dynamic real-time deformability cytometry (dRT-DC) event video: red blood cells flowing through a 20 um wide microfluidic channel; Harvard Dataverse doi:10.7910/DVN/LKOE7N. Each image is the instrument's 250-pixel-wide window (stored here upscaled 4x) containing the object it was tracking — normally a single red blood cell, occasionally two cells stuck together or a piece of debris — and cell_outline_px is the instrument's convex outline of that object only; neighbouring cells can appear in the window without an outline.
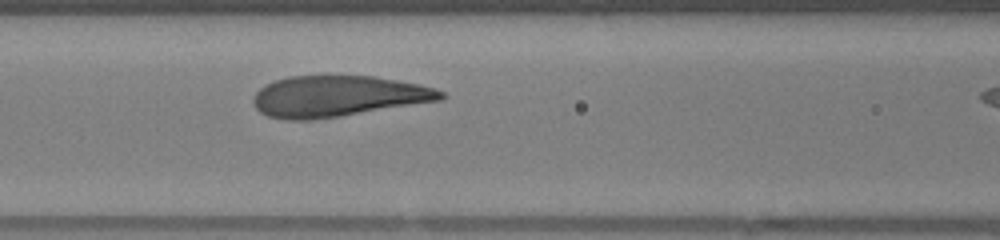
{"species": "human", "species_latin": "Homo sapiens", "temperature_condition": "warm", "stored_images_in_passage": 18, "camera_frame_rate_fps": 3000, "um_per_image_px": 0.085, "donor": {"sex": "female"}, "frame": {"image": 1, "passage_image": 8, "time_ms": 2.333, "image_size_px": [1000, 240], "cell_outline_px": [[444, 100], [340, 116], [308, 120], [284, 120], [268, 116], [260, 112], [256, 108], [252, 100], [256, 92], [260, 88], [276, 80], [288, 76], [328, 72], [372, 76], [420, 84], [436, 88], [444, 92]], "centroid_in_image_um": [28.72, 8.14], "position_along_channel_um": 137.9, "area_um2": 46.01}}
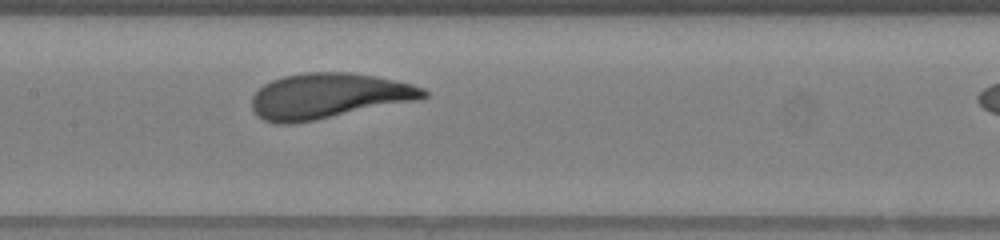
{"frame": {"image": 2, "passage_image": 11, "time_ms": 3.333, "image_size_px": [1000, 240], "cell_outline_px": [[428, 96], [416, 100], [316, 120], [292, 124], [276, 124], [264, 120], [256, 116], [252, 108], [252, 96], [264, 84], [272, 80], [284, 76], [304, 72], [348, 72], [376, 76], [412, 84], [424, 88], [428, 92]], "centroid_in_image_um": [27.89, 8.16], "position_along_channel_um": 179.5, "area_um2": 45.37}}